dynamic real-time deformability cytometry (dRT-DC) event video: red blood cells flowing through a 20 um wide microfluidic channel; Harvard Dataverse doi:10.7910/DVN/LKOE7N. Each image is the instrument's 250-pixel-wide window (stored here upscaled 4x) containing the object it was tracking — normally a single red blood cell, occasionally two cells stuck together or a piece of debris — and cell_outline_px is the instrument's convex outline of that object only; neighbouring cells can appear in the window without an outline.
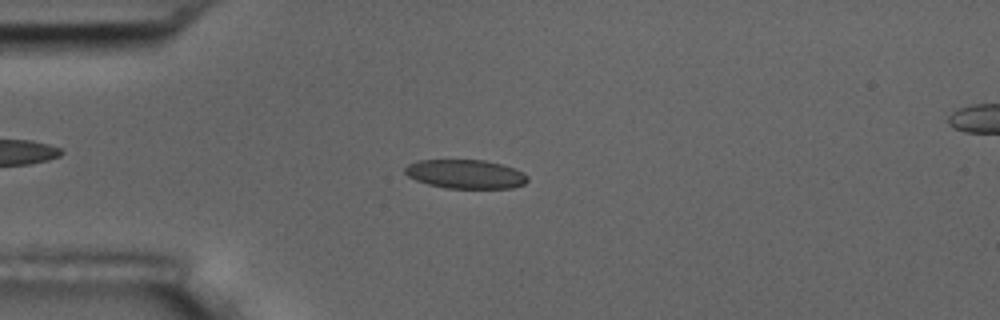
{"species": "common noctule bat (a hibernating species)", "species_latin": "Nyctalus noctula", "temperature_condition": "room temperature", "stored_images_in_passage": 56, "camera_frame_rate_fps": 3000, "um_per_image_px": 0.085, "animal": {"sex": "male", "body_mass_g": 17.5, "forearm_length_mm": 52.3}, "frame": {"image": 1, "passage_image": 15, "time_ms": 4.667, "image_size_px": [1000, 320], "cell_outline_px": [[528, 180], [524, 184], [512, 188], [448, 188], [428, 184], [416, 180], [408, 176], [404, 172], [404, 168], [408, 164], [420, 160], [484, 160], [500, 164], [524, 172], [528, 176]], "centroid_in_image_um": [39.57, 14.8], "position_along_channel_um": 45.4, "area_um2": 20.58}}
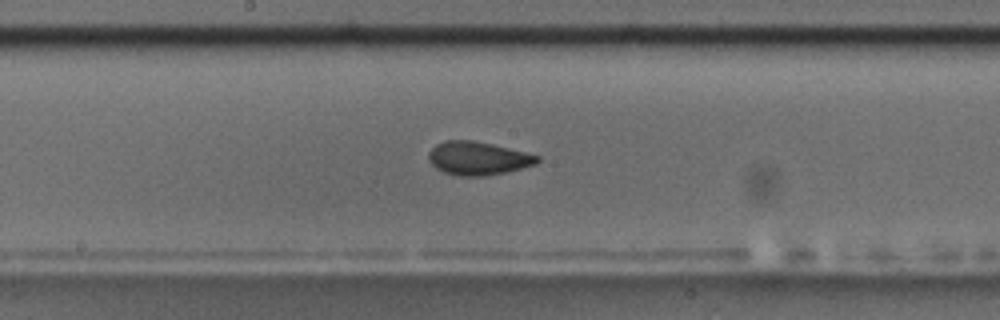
{"frame": {"image": 2, "passage_image": 30, "time_ms": 9.667, "image_size_px": [1000, 320], "cell_outline_px": [[540, 160], [536, 164], [504, 172], [484, 176], [460, 176], [444, 172], [436, 168], [428, 160], [428, 152], [436, 144], [444, 140], [472, 140], [492, 144], [540, 156]], "centroid_in_image_um": [40.59, 13.45], "position_along_channel_um": 207.6, "area_um2": 20.98}}
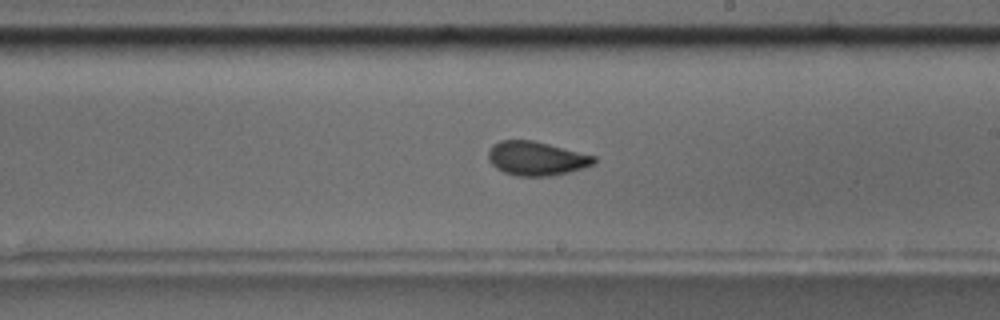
{"frame": {"image": 3, "passage_image": 33, "time_ms": 10.667, "image_size_px": [1000, 320], "cell_outline_px": [[596, 164], [584, 168], [552, 176], [516, 176], [504, 172], [496, 168], [488, 160], [488, 148], [492, 144], [500, 140], [532, 140], [596, 156]], "centroid_in_image_um": [45.58, 13.47], "position_along_channel_um": 243.4, "area_um2": 21.1}, "authors_computed_cell_mechanics": {"area_um2": 20.5768, "velocity_mm_per_s": 3.5989, "shape_relaxation_time_tau1_ms": 5.1329, "shape_relaxation_time_tau2_ms": 1.4709, "deformation_change_tau1": 0.1292, "deformation_change_tau2": 0.0613}}